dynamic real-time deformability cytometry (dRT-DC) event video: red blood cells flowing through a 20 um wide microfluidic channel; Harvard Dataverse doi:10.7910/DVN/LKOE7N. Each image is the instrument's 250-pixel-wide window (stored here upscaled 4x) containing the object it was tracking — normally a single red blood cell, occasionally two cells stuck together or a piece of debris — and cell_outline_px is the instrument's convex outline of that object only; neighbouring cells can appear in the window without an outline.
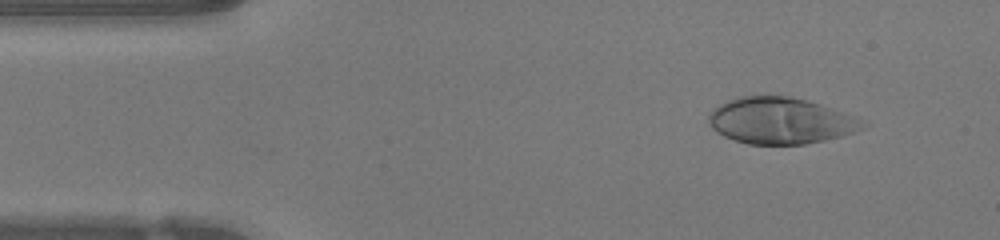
{"species": "human", "species_latin": "Homo sapiens", "temperature_condition": "warm", "stored_images_in_passage": 47, "camera_frame_rate_fps": 3000, "um_per_image_px": 0.085, "donor": {"sex": "female"}, "frame": {"image": 1, "passage_image": 5, "time_ms": 1.333, "image_size_px": [1000, 240], "cell_outline_px": [[872, 124], [864, 128], [840, 136], [824, 140], [804, 144], [748, 144], [732, 140], [716, 132], [712, 128], [708, 120], [708, 112], [712, 108], [736, 96], [752, 92], [788, 96], [808, 100], [868, 120]], "centroid_in_image_um": [66.33, 10.21], "position_along_channel_um": 18.7, "area_um2": 42.83}}
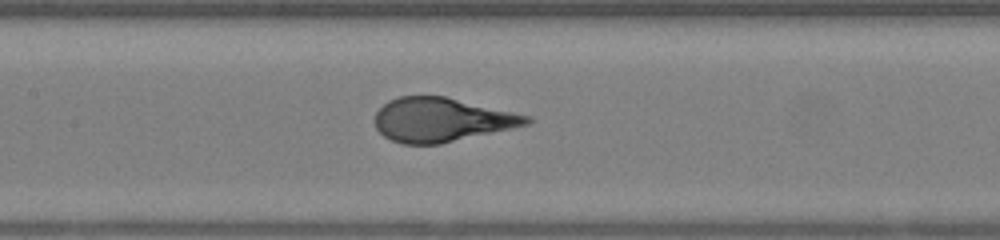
{"frame": {"image": 2, "passage_image": 21, "time_ms": 6.667, "image_size_px": [1000, 240], "cell_outline_px": [[532, 120], [528, 124], [512, 128], [440, 144], [404, 144], [392, 140], [384, 136], [376, 128], [376, 112], [388, 100], [400, 96], [444, 96], [532, 116]], "centroid_in_image_um": [37.54, 10.18], "position_along_channel_um": 169.9, "area_um2": 38.61}}
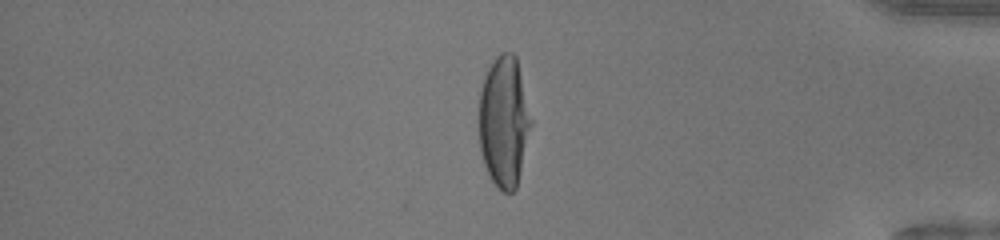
{"frame": {"image": 3, "passage_image": 39, "time_ms": 12.667, "image_size_px": [1000, 240], "cell_outline_px": [[532, 124], [516, 188], [512, 192], [504, 192], [492, 180], [484, 164], [480, 152], [480, 92], [484, 76], [488, 68], [496, 56], [500, 52], [512, 52], [516, 56], [532, 120]], "centroid_in_image_um": [42.84, 10.31], "position_along_channel_um": 392.4, "area_um2": 39.36}, "authors_computed_cell_mechanics": {"area_um2": 40.2288, "velocity_mm_per_s": 4.276, "shape_relaxation_time_tau1_ms": 4.6804, "shape_relaxation_time_tau2_ms": null, "deformation_change_tau1": 0.302, "deformation_change_tau2": null}}